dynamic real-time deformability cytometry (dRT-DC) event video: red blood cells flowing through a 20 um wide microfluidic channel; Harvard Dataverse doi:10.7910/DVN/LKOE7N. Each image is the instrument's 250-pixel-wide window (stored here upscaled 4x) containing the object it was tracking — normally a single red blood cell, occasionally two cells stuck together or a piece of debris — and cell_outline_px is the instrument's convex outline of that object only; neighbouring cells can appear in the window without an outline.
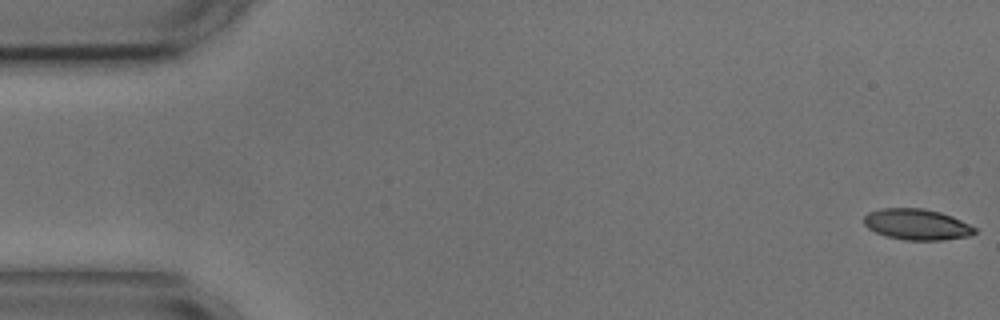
{"species": "common noctule bat (a hibernating species)", "species_latin": "Nyctalus noctula", "temperature_condition": "cold", "stored_images_in_passage": 9, "camera_frame_rate_fps": 3000, "um_per_image_px": 0.085, "animal": {"sex": "male", "body_mass_g": 17.9, "forearm_length_mm": 54.2}, "frame": {"image": 1, "passage_image": 1, "time_ms": 0.0, "image_size_px": [1000, 320], "cell_outline_px": [[976, 232], [972, 236], [944, 240], [904, 240], [888, 236], [876, 232], [868, 228], [864, 224], [864, 216], [868, 212], [884, 208], [924, 208], [940, 212], [952, 216], [976, 228]], "centroid_in_image_um": [77.95, 19.08], "position_along_channel_um": 7.0, "area_um2": 20.0}}